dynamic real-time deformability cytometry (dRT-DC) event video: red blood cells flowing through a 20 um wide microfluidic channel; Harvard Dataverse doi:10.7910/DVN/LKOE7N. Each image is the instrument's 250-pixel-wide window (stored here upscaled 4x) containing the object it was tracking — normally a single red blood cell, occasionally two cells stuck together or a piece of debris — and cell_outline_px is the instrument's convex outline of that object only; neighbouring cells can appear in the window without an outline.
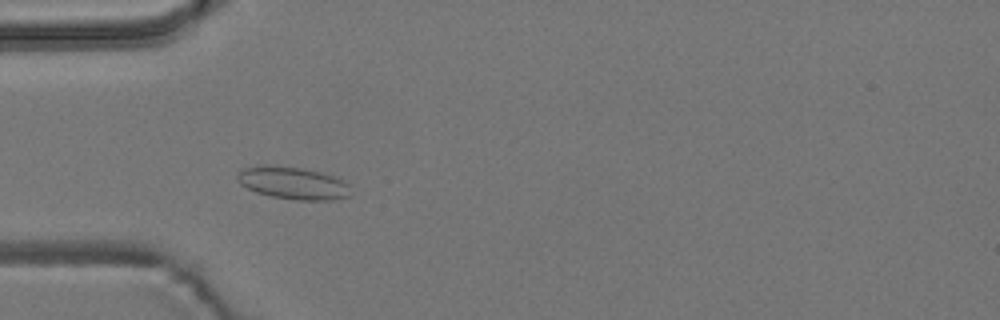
{"species": "common noctule bat (a hibernating species)", "species_latin": "Nyctalus noctula", "temperature_condition": "room temperature", "stored_images_in_passage": 5, "camera_frame_rate_fps": 3000, "um_per_image_px": 0.085, "animal": {"sex": "male", "body_mass_g": 19.2, "forearm_length_mm": 51.8}, "frame": {"image": 1, "passage_image": 4, "time_ms": 3.667, "image_size_px": [1000, 320], "cell_outline_px": [[348, 196], [332, 200], [296, 200], [272, 196], [256, 192], [240, 184], [236, 180], [236, 176], [244, 168], [264, 164], [300, 168], [320, 172], [336, 176], [348, 184]], "centroid_in_image_um": [24.87, 15.55], "position_along_channel_um": 60.1, "area_um2": 21.27}}